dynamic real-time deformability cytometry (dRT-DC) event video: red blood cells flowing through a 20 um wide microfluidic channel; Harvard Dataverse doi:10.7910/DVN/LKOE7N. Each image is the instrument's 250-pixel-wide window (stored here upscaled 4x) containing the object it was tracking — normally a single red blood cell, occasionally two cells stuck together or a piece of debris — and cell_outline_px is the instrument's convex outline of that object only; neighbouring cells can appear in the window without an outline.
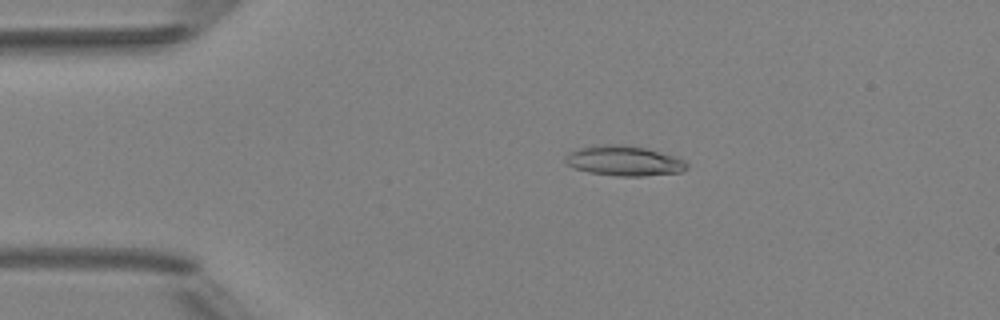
{"species": "Egyptian fruit bat (a non-hibernating species)", "species_latin": "Rousettus aegyptiacus", "temperature_condition": "room temperature", "stored_images_in_passage": 3, "camera_frame_rate_fps": 3000, "um_per_image_px": 0.085, "animal": {"sex": "female"}, "frame": {"image": 1, "passage_image": 2, "time_ms": 1.333, "image_size_px": [1000, 320], "cell_outline_px": [[688, 168], [680, 172], [644, 176], [616, 176], [588, 172], [576, 168], [568, 164], [564, 160], [564, 156], [580, 148], [600, 144], [624, 144], [644, 148], [676, 156], [684, 160], [688, 164]], "centroid_in_image_um": [53.07, 13.67], "position_along_channel_um": 31.9, "area_um2": 21.21}}